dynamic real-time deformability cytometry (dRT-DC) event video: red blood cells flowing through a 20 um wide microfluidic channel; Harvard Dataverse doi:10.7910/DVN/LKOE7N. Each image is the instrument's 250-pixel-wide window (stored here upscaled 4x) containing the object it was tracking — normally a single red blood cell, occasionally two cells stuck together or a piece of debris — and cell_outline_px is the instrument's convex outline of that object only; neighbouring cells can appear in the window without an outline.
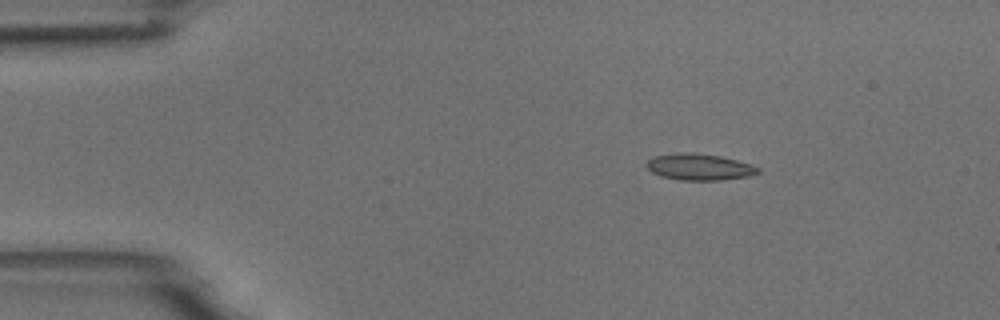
{"species": "common noctule bat (a hibernating species)", "species_latin": "Nyctalus noctula", "temperature_condition": "room temperature", "stored_images_in_passage": 3, "camera_frame_rate_fps": 3000, "um_per_image_px": 0.085, "animal": {"sex": "male", "body_mass_g": 18.8}, "frame": {"image": 1, "passage_image": 1, "time_ms": 0.0, "image_size_px": [1000, 320], "cell_outline_px": [[760, 172], [748, 176], [720, 180], [680, 180], [660, 176], [652, 172], [644, 164], [648, 160], [656, 156], [688, 152], [720, 156], [752, 164], [760, 168]], "centroid_in_image_um": [59.45, 14.2], "position_along_channel_um": 25.5, "area_um2": 16.99}}